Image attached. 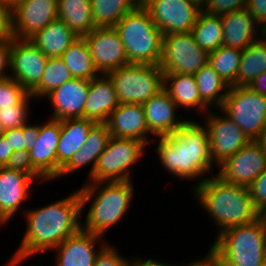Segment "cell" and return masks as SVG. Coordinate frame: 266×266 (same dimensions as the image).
I'll return each mask as SVG.
<instances>
[{
	"mask_svg": "<svg viewBox=\"0 0 266 266\" xmlns=\"http://www.w3.org/2000/svg\"><path fill=\"white\" fill-rule=\"evenodd\" d=\"M111 138L109 128L106 123H96L88 133L87 139L83 147L73 154L70 161L61 169L59 176L55 179H60L61 176H67L71 173L74 174L79 169L91 164L88 170L89 179L96 167L99 156L107 147Z\"/></svg>",
	"mask_w": 266,
	"mask_h": 266,
	"instance_id": "obj_24",
	"label": "cell"
},
{
	"mask_svg": "<svg viewBox=\"0 0 266 266\" xmlns=\"http://www.w3.org/2000/svg\"><path fill=\"white\" fill-rule=\"evenodd\" d=\"M12 35L30 39L58 18V0H21L11 8Z\"/></svg>",
	"mask_w": 266,
	"mask_h": 266,
	"instance_id": "obj_15",
	"label": "cell"
},
{
	"mask_svg": "<svg viewBox=\"0 0 266 266\" xmlns=\"http://www.w3.org/2000/svg\"><path fill=\"white\" fill-rule=\"evenodd\" d=\"M72 78L70 70L61 57L49 58L40 84L30 94L35 100L44 99L48 93Z\"/></svg>",
	"mask_w": 266,
	"mask_h": 266,
	"instance_id": "obj_36",
	"label": "cell"
},
{
	"mask_svg": "<svg viewBox=\"0 0 266 266\" xmlns=\"http://www.w3.org/2000/svg\"><path fill=\"white\" fill-rule=\"evenodd\" d=\"M255 208L266 215V169L253 181L249 187Z\"/></svg>",
	"mask_w": 266,
	"mask_h": 266,
	"instance_id": "obj_42",
	"label": "cell"
},
{
	"mask_svg": "<svg viewBox=\"0 0 266 266\" xmlns=\"http://www.w3.org/2000/svg\"><path fill=\"white\" fill-rule=\"evenodd\" d=\"M13 152V148L10 147L5 136H0V167H5L7 165L9 157Z\"/></svg>",
	"mask_w": 266,
	"mask_h": 266,
	"instance_id": "obj_49",
	"label": "cell"
},
{
	"mask_svg": "<svg viewBox=\"0 0 266 266\" xmlns=\"http://www.w3.org/2000/svg\"><path fill=\"white\" fill-rule=\"evenodd\" d=\"M146 146L141 140L111 136L92 176L86 182L133 180L132 167L141 161Z\"/></svg>",
	"mask_w": 266,
	"mask_h": 266,
	"instance_id": "obj_8",
	"label": "cell"
},
{
	"mask_svg": "<svg viewBox=\"0 0 266 266\" xmlns=\"http://www.w3.org/2000/svg\"><path fill=\"white\" fill-rule=\"evenodd\" d=\"M242 50L219 46L209 53L208 64L220 75L229 86H237Z\"/></svg>",
	"mask_w": 266,
	"mask_h": 266,
	"instance_id": "obj_35",
	"label": "cell"
},
{
	"mask_svg": "<svg viewBox=\"0 0 266 266\" xmlns=\"http://www.w3.org/2000/svg\"><path fill=\"white\" fill-rule=\"evenodd\" d=\"M83 184L77 189L81 198L82 213L84 209H88L85 220L82 221V230L106 237L108 230L128 215L135 194L133 180ZM89 203V208L86 209Z\"/></svg>",
	"mask_w": 266,
	"mask_h": 266,
	"instance_id": "obj_4",
	"label": "cell"
},
{
	"mask_svg": "<svg viewBox=\"0 0 266 266\" xmlns=\"http://www.w3.org/2000/svg\"><path fill=\"white\" fill-rule=\"evenodd\" d=\"M61 58L73 78L91 80L99 75L83 37H78L62 54Z\"/></svg>",
	"mask_w": 266,
	"mask_h": 266,
	"instance_id": "obj_32",
	"label": "cell"
},
{
	"mask_svg": "<svg viewBox=\"0 0 266 266\" xmlns=\"http://www.w3.org/2000/svg\"><path fill=\"white\" fill-rule=\"evenodd\" d=\"M12 40H0V81L10 77V52Z\"/></svg>",
	"mask_w": 266,
	"mask_h": 266,
	"instance_id": "obj_45",
	"label": "cell"
},
{
	"mask_svg": "<svg viewBox=\"0 0 266 266\" xmlns=\"http://www.w3.org/2000/svg\"><path fill=\"white\" fill-rule=\"evenodd\" d=\"M208 253V254H207ZM204 257L193 260V262H187L179 265V263H175V266H222L221 260L219 258V255L210 247L208 252Z\"/></svg>",
	"mask_w": 266,
	"mask_h": 266,
	"instance_id": "obj_47",
	"label": "cell"
},
{
	"mask_svg": "<svg viewBox=\"0 0 266 266\" xmlns=\"http://www.w3.org/2000/svg\"><path fill=\"white\" fill-rule=\"evenodd\" d=\"M83 38L99 74H108L130 64L125 46L114 27H96Z\"/></svg>",
	"mask_w": 266,
	"mask_h": 266,
	"instance_id": "obj_16",
	"label": "cell"
},
{
	"mask_svg": "<svg viewBox=\"0 0 266 266\" xmlns=\"http://www.w3.org/2000/svg\"><path fill=\"white\" fill-rule=\"evenodd\" d=\"M266 72V42L260 37L242 50L237 86H248Z\"/></svg>",
	"mask_w": 266,
	"mask_h": 266,
	"instance_id": "obj_31",
	"label": "cell"
},
{
	"mask_svg": "<svg viewBox=\"0 0 266 266\" xmlns=\"http://www.w3.org/2000/svg\"><path fill=\"white\" fill-rule=\"evenodd\" d=\"M256 141L260 144L262 150L266 154V128L262 131V134Z\"/></svg>",
	"mask_w": 266,
	"mask_h": 266,
	"instance_id": "obj_51",
	"label": "cell"
},
{
	"mask_svg": "<svg viewBox=\"0 0 266 266\" xmlns=\"http://www.w3.org/2000/svg\"><path fill=\"white\" fill-rule=\"evenodd\" d=\"M35 182L27 173L0 167V225L9 224L23 208L24 201H29L28 197L33 193L31 185Z\"/></svg>",
	"mask_w": 266,
	"mask_h": 266,
	"instance_id": "obj_17",
	"label": "cell"
},
{
	"mask_svg": "<svg viewBox=\"0 0 266 266\" xmlns=\"http://www.w3.org/2000/svg\"><path fill=\"white\" fill-rule=\"evenodd\" d=\"M110 135L118 138L141 140L147 146L156 138L147 127L142 104L124 103L111 113L106 122ZM152 135V138L150 137ZM152 140V141H150Z\"/></svg>",
	"mask_w": 266,
	"mask_h": 266,
	"instance_id": "obj_21",
	"label": "cell"
},
{
	"mask_svg": "<svg viewBox=\"0 0 266 266\" xmlns=\"http://www.w3.org/2000/svg\"><path fill=\"white\" fill-rule=\"evenodd\" d=\"M209 53L192 33L163 35L160 68L163 73L195 74L208 64Z\"/></svg>",
	"mask_w": 266,
	"mask_h": 266,
	"instance_id": "obj_10",
	"label": "cell"
},
{
	"mask_svg": "<svg viewBox=\"0 0 266 266\" xmlns=\"http://www.w3.org/2000/svg\"><path fill=\"white\" fill-rule=\"evenodd\" d=\"M201 101L210 109L221 108L227 96L229 85L226 84L220 75L209 65H205L194 74Z\"/></svg>",
	"mask_w": 266,
	"mask_h": 266,
	"instance_id": "obj_30",
	"label": "cell"
},
{
	"mask_svg": "<svg viewBox=\"0 0 266 266\" xmlns=\"http://www.w3.org/2000/svg\"><path fill=\"white\" fill-rule=\"evenodd\" d=\"M90 80L72 78L64 82L45 97L53 113L50 119L64 120L84 118V106L88 97Z\"/></svg>",
	"mask_w": 266,
	"mask_h": 266,
	"instance_id": "obj_19",
	"label": "cell"
},
{
	"mask_svg": "<svg viewBox=\"0 0 266 266\" xmlns=\"http://www.w3.org/2000/svg\"><path fill=\"white\" fill-rule=\"evenodd\" d=\"M247 2L248 0H207L202 10L210 15L223 16L246 8Z\"/></svg>",
	"mask_w": 266,
	"mask_h": 266,
	"instance_id": "obj_41",
	"label": "cell"
},
{
	"mask_svg": "<svg viewBox=\"0 0 266 266\" xmlns=\"http://www.w3.org/2000/svg\"><path fill=\"white\" fill-rule=\"evenodd\" d=\"M246 9L259 26L266 22V0H248Z\"/></svg>",
	"mask_w": 266,
	"mask_h": 266,
	"instance_id": "obj_46",
	"label": "cell"
},
{
	"mask_svg": "<svg viewBox=\"0 0 266 266\" xmlns=\"http://www.w3.org/2000/svg\"><path fill=\"white\" fill-rule=\"evenodd\" d=\"M188 119L175 133L153 141L156 140L155 154L164 170L179 180H196V186L206 179L207 173L213 172L215 164L205 124Z\"/></svg>",
	"mask_w": 266,
	"mask_h": 266,
	"instance_id": "obj_2",
	"label": "cell"
},
{
	"mask_svg": "<svg viewBox=\"0 0 266 266\" xmlns=\"http://www.w3.org/2000/svg\"><path fill=\"white\" fill-rule=\"evenodd\" d=\"M218 110L219 114L210 109L201 117L203 120L205 118V126L209 133L211 158L216 169L250 141L234 121L220 109Z\"/></svg>",
	"mask_w": 266,
	"mask_h": 266,
	"instance_id": "obj_12",
	"label": "cell"
},
{
	"mask_svg": "<svg viewBox=\"0 0 266 266\" xmlns=\"http://www.w3.org/2000/svg\"><path fill=\"white\" fill-rule=\"evenodd\" d=\"M143 108L148 130L155 137L173 134L187 121L183 116L179 118L178 107L164 89L146 101Z\"/></svg>",
	"mask_w": 266,
	"mask_h": 266,
	"instance_id": "obj_22",
	"label": "cell"
},
{
	"mask_svg": "<svg viewBox=\"0 0 266 266\" xmlns=\"http://www.w3.org/2000/svg\"><path fill=\"white\" fill-rule=\"evenodd\" d=\"M107 243L96 256L93 266H126L129 258L120 255L116 246ZM114 246V247H113Z\"/></svg>",
	"mask_w": 266,
	"mask_h": 266,
	"instance_id": "obj_43",
	"label": "cell"
},
{
	"mask_svg": "<svg viewBox=\"0 0 266 266\" xmlns=\"http://www.w3.org/2000/svg\"><path fill=\"white\" fill-rule=\"evenodd\" d=\"M32 99L35 100V98L29 93L19 104L14 105L13 107L0 109V119L5 129L22 127L28 122L30 116L29 105Z\"/></svg>",
	"mask_w": 266,
	"mask_h": 266,
	"instance_id": "obj_38",
	"label": "cell"
},
{
	"mask_svg": "<svg viewBox=\"0 0 266 266\" xmlns=\"http://www.w3.org/2000/svg\"><path fill=\"white\" fill-rule=\"evenodd\" d=\"M213 176L193 186V198L210 216L220 234L224 230L252 223L260 218L261 213L255 208L250 190L247 187L227 183L217 176Z\"/></svg>",
	"mask_w": 266,
	"mask_h": 266,
	"instance_id": "obj_3",
	"label": "cell"
},
{
	"mask_svg": "<svg viewBox=\"0 0 266 266\" xmlns=\"http://www.w3.org/2000/svg\"><path fill=\"white\" fill-rule=\"evenodd\" d=\"M104 240L99 235L81 229L51 250L52 253L56 251L54 266H93L96 256L108 243Z\"/></svg>",
	"mask_w": 266,
	"mask_h": 266,
	"instance_id": "obj_18",
	"label": "cell"
},
{
	"mask_svg": "<svg viewBox=\"0 0 266 266\" xmlns=\"http://www.w3.org/2000/svg\"><path fill=\"white\" fill-rule=\"evenodd\" d=\"M22 210L26 222L24 235L4 266H19L30 257L51 251L82 229L78 190L47 205Z\"/></svg>",
	"mask_w": 266,
	"mask_h": 266,
	"instance_id": "obj_1",
	"label": "cell"
},
{
	"mask_svg": "<svg viewBox=\"0 0 266 266\" xmlns=\"http://www.w3.org/2000/svg\"><path fill=\"white\" fill-rule=\"evenodd\" d=\"M5 4L9 5L11 8L21 0H2Z\"/></svg>",
	"mask_w": 266,
	"mask_h": 266,
	"instance_id": "obj_53",
	"label": "cell"
},
{
	"mask_svg": "<svg viewBox=\"0 0 266 266\" xmlns=\"http://www.w3.org/2000/svg\"><path fill=\"white\" fill-rule=\"evenodd\" d=\"M48 57L29 39L12 38L10 77L31 93L42 80Z\"/></svg>",
	"mask_w": 266,
	"mask_h": 266,
	"instance_id": "obj_14",
	"label": "cell"
},
{
	"mask_svg": "<svg viewBox=\"0 0 266 266\" xmlns=\"http://www.w3.org/2000/svg\"><path fill=\"white\" fill-rule=\"evenodd\" d=\"M29 92L11 77L0 81V109L19 104Z\"/></svg>",
	"mask_w": 266,
	"mask_h": 266,
	"instance_id": "obj_39",
	"label": "cell"
},
{
	"mask_svg": "<svg viewBox=\"0 0 266 266\" xmlns=\"http://www.w3.org/2000/svg\"><path fill=\"white\" fill-rule=\"evenodd\" d=\"M118 106L119 101L111 77L108 74H99L92 78L84 106V118L96 123H106Z\"/></svg>",
	"mask_w": 266,
	"mask_h": 266,
	"instance_id": "obj_23",
	"label": "cell"
},
{
	"mask_svg": "<svg viewBox=\"0 0 266 266\" xmlns=\"http://www.w3.org/2000/svg\"><path fill=\"white\" fill-rule=\"evenodd\" d=\"M249 138L257 140L266 128V95L249 86H230L220 108Z\"/></svg>",
	"mask_w": 266,
	"mask_h": 266,
	"instance_id": "obj_9",
	"label": "cell"
},
{
	"mask_svg": "<svg viewBox=\"0 0 266 266\" xmlns=\"http://www.w3.org/2000/svg\"><path fill=\"white\" fill-rule=\"evenodd\" d=\"M248 86L255 92L266 95V72L256 77Z\"/></svg>",
	"mask_w": 266,
	"mask_h": 266,
	"instance_id": "obj_50",
	"label": "cell"
},
{
	"mask_svg": "<svg viewBox=\"0 0 266 266\" xmlns=\"http://www.w3.org/2000/svg\"><path fill=\"white\" fill-rule=\"evenodd\" d=\"M163 89L170 95L176 106L182 110L187 109V111L191 112L193 109L201 117L210 110L201 101L193 74L164 73Z\"/></svg>",
	"mask_w": 266,
	"mask_h": 266,
	"instance_id": "obj_26",
	"label": "cell"
},
{
	"mask_svg": "<svg viewBox=\"0 0 266 266\" xmlns=\"http://www.w3.org/2000/svg\"><path fill=\"white\" fill-rule=\"evenodd\" d=\"M194 3H196L198 6H200L201 8H203L207 2V0H190Z\"/></svg>",
	"mask_w": 266,
	"mask_h": 266,
	"instance_id": "obj_54",
	"label": "cell"
},
{
	"mask_svg": "<svg viewBox=\"0 0 266 266\" xmlns=\"http://www.w3.org/2000/svg\"><path fill=\"white\" fill-rule=\"evenodd\" d=\"M197 44L210 53L222 46L223 27L221 16L210 15L203 10L199 13L192 31Z\"/></svg>",
	"mask_w": 266,
	"mask_h": 266,
	"instance_id": "obj_34",
	"label": "cell"
},
{
	"mask_svg": "<svg viewBox=\"0 0 266 266\" xmlns=\"http://www.w3.org/2000/svg\"><path fill=\"white\" fill-rule=\"evenodd\" d=\"M139 4L138 0H91L95 27H114Z\"/></svg>",
	"mask_w": 266,
	"mask_h": 266,
	"instance_id": "obj_33",
	"label": "cell"
},
{
	"mask_svg": "<svg viewBox=\"0 0 266 266\" xmlns=\"http://www.w3.org/2000/svg\"><path fill=\"white\" fill-rule=\"evenodd\" d=\"M4 133H5V128H4L3 123L0 119V136H2Z\"/></svg>",
	"mask_w": 266,
	"mask_h": 266,
	"instance_id": "obj_55",
	"label": "cell"
},
{
	"mask_svg": "<svg viewBox=\"0 0 266 266\" xmlns=\"http://www.w3.org/2000/svg\"><path fill=\"white\" fill-rule=\"evenodd\" d=\"M11 7L0 0V40H12Z\"/></svg>",
	"mask_w": 266,
	"mask_h": 266,
	"instance_id": "obj_44",
	"label": "cell"
},
{
	"mask_svg": "<svg viewBox=\"0 0 266 266\" xmlns=\"http://www.w3.org/2000/svg\"><path fill=\"white\" fill-rule=\"evenodd\" d=\"M6 168L21 171L31 175L38 183L43 184L47 180L33 167L29 151H14L9 157Z\"/></svg>",
	"mask_w": 266,
	"mask_h": 266,
	"instance_id": "obj_40",
	"label": "cell"
},
{
	"mask_svg": "<svg viewBox=\"0 0 266 266\" xmlns=\"http://www.w3.org/2000/svg\"><path fill=\"white\" fill-rule=\"evenodd\" d=\"M259 37L266 42V22L260 25Z\"/></svg>",
	"mask_w": 266,
	"mask_h": 266,
	"instance_id": "obj_52",
	"label": "cell"
},
{
	"mask_svg": "<svg viewBox=\"0 0 266 266\" xmlns=\"http://www.w3.org/2000/svg\"><path fill=\"white\" fill-rule=\"evenodd\" d=\"M61 120L49 119L39 123L37 142L29 151L33 167L47 180L57 178V147Z\"/></svg>",
	"mask_w": 266,
	"mask_h": 266,
	"instance_id": "obj_20",
	"label": "cell"
},
{
	"mask_svg": "<svg viewBox=\"0 0 266 266\" xmlns=\"http://www.w3.org/2000/svg\"><path fill=\"white\" fill-rule=\"evenodd\" d=\"M222 46L244 50L259 38L260 26L246 8L221 16Z\"/></svg>",
	"mask_w": 266,
	"mask_h": 266,
	"instance_id": "obj_25",
	"label": "cell"
},
{
	"mask_svg": "<svg viewBox=\"0 0 266 266\" xmlns=\"http://www.w3.org/2000/svg\"><path fill=\"white\" fill-rule=\"evenodd\" d=\"M114 29L125 46L129 63L159 65L163 34L141 3L126 14Z\"/></svg>",
	"mask_w": 266,
	"mask_h": 266,
	"instance_id": "obj_6",
	"label": "cell"
},
{
	"mask_svg": "<svg viewBox=\"0 0 266 266\" xmlns=\"http://www.w3.org/2000/svg\"><path fill=\"white\" fill-rule=\"evenodd\" d=\"M95 124V121L85 118L61 120V133L57 147V177L73 154L83 147L89 131Z\"/></svg>",
	"mask_w": 266,
	"mask_h": 266,
	"instance_id": "obj_27",
	"label": "cell"
},
{
	"mask_svg": "<svg viewBox=\"0 0 266 266\" xmlns=\"http://www.w3.org/2000/svg\"><path fill=\"white\" fill-rule=\"evenodd\" d=\"M78 36L59 18L50 22L29 40L48 58L61 57Z\"/></svg>",
	"mask_w": 266,
	"mask_h": 266,
	"instance_id": "obj_28",
	"label": "cell"
},
{
	"mask_svg": "<svg viewBox=\"0 0 266 266\" xmlns=\"http://www.w3.org/2000/svg\"><path fill=\"white\" fill-rule=\"evenodd\" d=\"M58 18L78 37H84L96 28L91 0H58Z\"/></svg>",
	"mask_w": 266,
	"mask_h": 266,
	"instance_id": "obj_29",
	"label": "cell"
},
{
	"mask_svg": "<svg viewBox=\"0 0 266 266\" xmlns=\"http://www.w3.org/2000/svg\"><path fill=\"white\" fill-rule=\"evenodd\" d=\"M266 169V154L256 140L249 141L218 166V173L227 183L249 188Z\"/></svg>",
	"mask_w": 266,
	"mask_h": 266,
	"instance_id": "obj_13",
	"label": "cell"
},
{
	"mask_svg": "<svg viewBox=\"0 0 266 266\" xmlns=\"http://www.w3.org/2000/svg\"><path fill=\"white\" fill-rule=\"evenodd\" d=\"M163 70L157 64L130 63L108 73L119 104H144L163 89Z\"/></svg>",
	"mask_w": 266,
	"mask_h": 266,
	"instance_id": "obj_7",
	"label": "cell"
},
{
	"mask_svg": "<svg viewBox=\"0 0 266 266\" xmlns=\"http://www.w3.org/2000/svg\"><path fill=\"white\" fill-rule=\"evenodd\" d=\"M126 266H175V263H166L152 258L147 259L136 256L134 259L129 257Z\"/></svg>",
	"mask_w": 266,
	"mask_h": 266,
	"instance_id": "obj_48",
	"label": "cell"
},
{
	"mask_svg": "<svg viewBox=\"0 0 266 266\" xmlns=\"http://www.w3.org/2000/svg\"><path fill=\"white\" fill-rule=\"evenodd\" d=\"M141 4L163 35L190 33L202 11L190 0H144Z\"/></svg>",
	"mask_w": 266,
	"mask_h": 266,
	"instance_id": "obj_11",
	"label": "cell"
},
{
	"mask_svg": "<svg viewBox=\"0 0 266 266\" xmlns=\"http://www.w3.org/2000/svg\"><path fill=\"white\" fill-rule=\"evenodd\" d=\"M39 124H31L29 121L22 127L5 129L3 134L13 151H30L37 142Z\"/></svg>",
	"mask_w": 266,
	"mask_h": 266,
	"instance_id": "obj_37",
	"label": "cell"
},
{
	"mask_svg": "<svg viewBox=\"0 0 266 266\" xmlns=\"http://www.w3.org/2000/svg\"><path fill=\"white\" fill-rule=\"evenodd\" d=\"M211 248L222 266H261L266 259V215L218 234Z\"/></svg>",
	"mask_w": 266,
	"mask_h": 266,
	"instance_id": "obj_5",
	"label": "cell"
},
{
	"mask_svg": "<svg viewBox=\"0 0 266 266\" xmlns=\"http://www.w3.org/2000/svg\"><path fill=\"white\" fill-rule=\"evenodd\" d=\"M261 266H266V259L263 261V264Z\"/></svg>",
	"mask_w": 266,
	"mask_h": 266,
	"instance_id": "obj_56",
	"label": "cell"
}]
</instances>
